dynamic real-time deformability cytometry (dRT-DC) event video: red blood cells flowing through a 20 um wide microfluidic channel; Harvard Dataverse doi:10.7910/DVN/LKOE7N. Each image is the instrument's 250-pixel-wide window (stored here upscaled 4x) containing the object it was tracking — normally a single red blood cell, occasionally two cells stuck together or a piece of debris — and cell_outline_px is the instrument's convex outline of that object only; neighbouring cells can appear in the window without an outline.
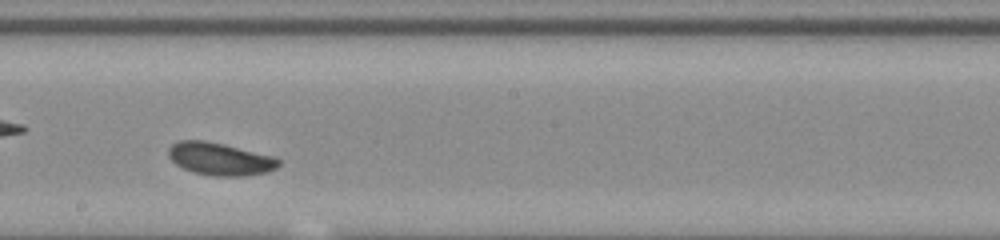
{"species": "common noctule bat (a hibernating species)", "species_latin": "Nyctalus noctula", "temperature_condition": "room temperature", "stored_images_in_passage": 35, "camera_frame_rate_fps": 3000, "um_per_image_px": 0.085, "animal": {"sex": "male", "body_mass_g": 20.0, "forearm_length_mm": 53.3}, "frame": {"image": 1, "passage_image": 16, "time_ms": 5.0, "image_size_px": [1000, 240], "cell_outline_px": [[280, 164], [276, 168], [268, 172], [244, 176], [212, 176], [192, 172], [176, 164], [168, 156], [168, 148], [172, 144], [180, 140], [204, 140], [224, 144], [272, 156], [280, 160]], "centroid_in_image_um": [18.68, 13.51], "position_along_channel_um": 229.5, "area_um2": 20.92}}
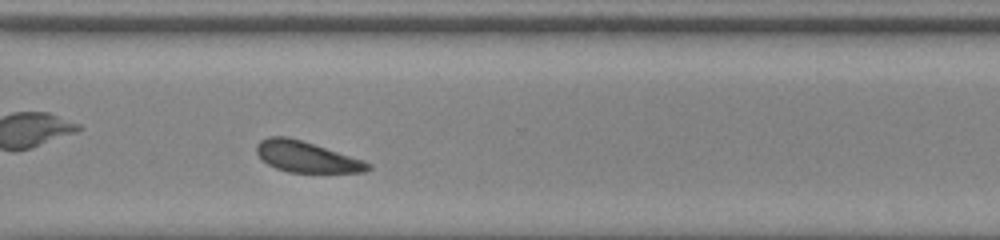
{"frame": {"image": 2, "passage_image": 25, "time_ms": 8.0, "image_size_px": [1000, 240], "cell_outline_px": [[372, 168], [364, 172], [288, 172], [276, 168], [268, 164], [256, 152], [256, 144], [260, 140], [268, 136], [288, 136], [364, 160], [372, 164]], "centroid_in_image_um": [26.05, 13.32], "position_along_channel_um": 344.5, "area_um2": 19.94}, "authors_computed_cell_mechanics": {"area_um2": 20.9236, "velocity_mm_per_s": 3.8269, "shape_relaxation_time_tau1_ms": 1.8462, "shape_relaxation_time_tau2_ms": null, "deformation_change_tau1": 0.083, "deformation_change_tau2": null}}